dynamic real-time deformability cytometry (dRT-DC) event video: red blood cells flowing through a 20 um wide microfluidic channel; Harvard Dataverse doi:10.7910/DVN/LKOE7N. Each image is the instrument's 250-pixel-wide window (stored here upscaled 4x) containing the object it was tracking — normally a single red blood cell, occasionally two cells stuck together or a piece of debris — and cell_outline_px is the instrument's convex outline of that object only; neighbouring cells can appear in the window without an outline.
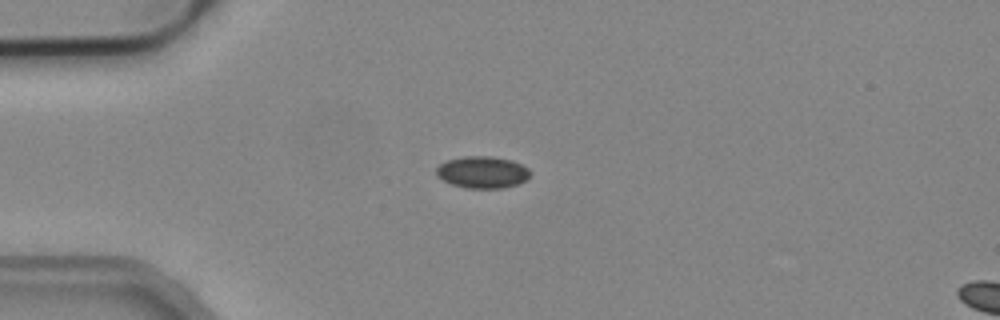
{"species": "common noctule bat (a hibernating species)", "species_latin": "Nyctalus noctula", "temperature_condition": "cold", "stored_images_in_passage": 2, "camera_frame_rate_fps": 3000, "um_per_image_px": 0.085, "animal": {"sex": "male", "body_mass_g": 19.2, "forearm_length_mm": 51.8}, "frame": {"image": 1, "passage_image": 1, "time_ms": 0.0, "image_size_px": [1000, 320], "cell_outline_px": [[532, 172], [524, 180], [516, 184], [504, 188], [464, 188], [452, 184], [436, 176], [436, 168], [440, 164], [448, 160], [464, 156], [492, 156], [512, 160], [528, 168]], "centroid_in_image_um": [40.99, 14.63], "position_along_channel_um": 44.0, "area_um2": 17.4}}